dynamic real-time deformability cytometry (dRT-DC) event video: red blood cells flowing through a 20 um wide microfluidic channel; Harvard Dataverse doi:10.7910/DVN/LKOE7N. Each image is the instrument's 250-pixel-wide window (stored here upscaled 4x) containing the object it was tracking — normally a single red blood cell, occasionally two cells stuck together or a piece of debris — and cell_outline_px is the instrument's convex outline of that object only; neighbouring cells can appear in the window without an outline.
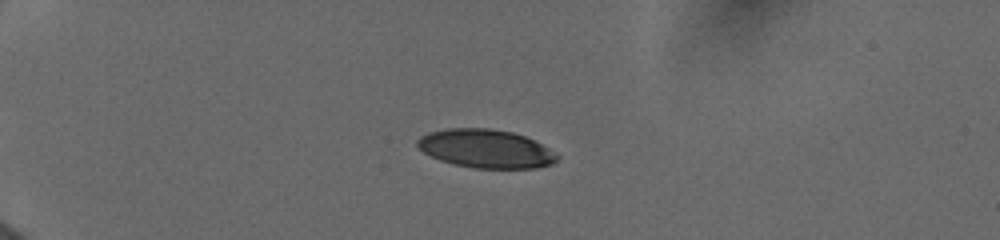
{"species": "human", "species_latin": "Homo sapiens", "temperature_condition": "cold", "stored_images_in_passage": 15, "camera_frame_rate_fps": 3000, "um_per_image_px": 0.085, "donor": {"sex": "female"}, "frame": {"image": 1, "passage_image": 2, "time_ms": 1.0, "image_size_px": [1000, 240], "cell_outline_px": [[560, 156], [552, 164], [536, 168], [476, 168], [452, 164], [440, 160], [424, 152], [416, 144], [416, 140], [420, 136], [428, 132], [448, 128], [488, 128], [512, 132], [524, 136], [548, 148]], "centroid_in_image_um": [41.27, 12.64], "position_along_channel_um": 43.7, "area_um2": 31.21}}
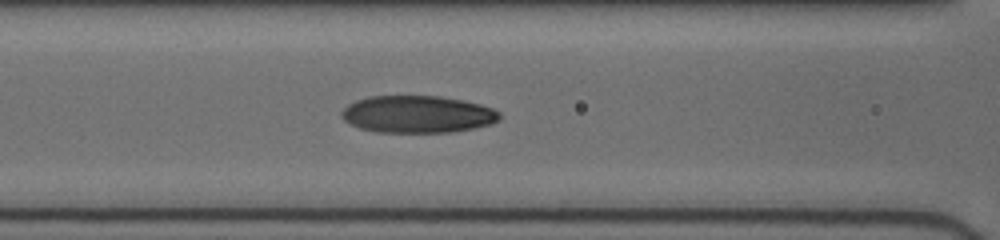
{"frame": {"image": 2, "passage_image": 9, "time_ms": 4.667, "image_size_px": [1000, 240], "cell_outline_px": [[500, 120], [492, 124], [452, 132], [376, 132], [360, 128], [344, 120], [340, 116], [340, 112], [348, 104], [356, 100], [368, 96], [440, 96], [464, 100], [480, 104], [492, 108], [500, 112]], "centroid_in_image_um": [35.49, 9.71], "position_along_channel_um": 131.1, "area_um2": 34.39}}
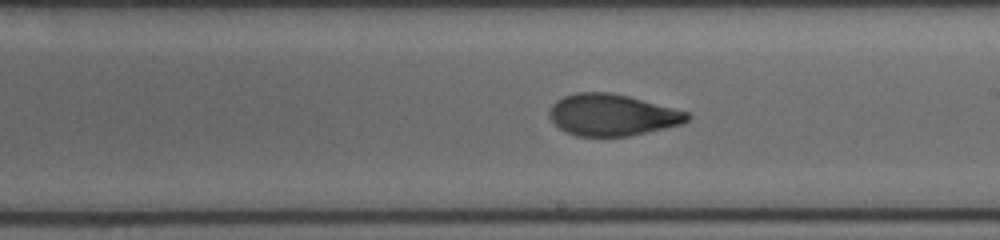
{"frame": {"image": 3, "passage_image": 15, "time_ms": 7.333, "image_size_px": [1000, 240], "cell_outline_px": [[692, 116], [684, 124], [628, 136], [576, 136], [560, 128], [548, 116], [548, 112], [552, 104], [556, 100], [564, 96], [576, 92], [608, 92], [628, 96], [688, 112]], "centroid_in_image_um": [52.03, 9.77], "position_along_channel_um": 237.0, "area_um2": 33.35}}